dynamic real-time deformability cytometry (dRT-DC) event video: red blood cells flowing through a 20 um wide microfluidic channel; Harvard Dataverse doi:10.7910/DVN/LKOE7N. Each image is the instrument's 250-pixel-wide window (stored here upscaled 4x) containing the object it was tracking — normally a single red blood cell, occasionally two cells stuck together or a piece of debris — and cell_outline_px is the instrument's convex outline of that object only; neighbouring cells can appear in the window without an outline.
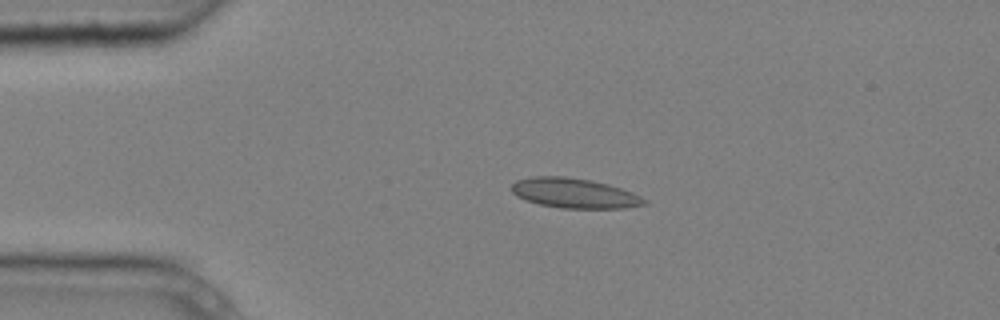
{"species": "common noctule bat (a hibernating species)", "species_latin": "Nyctalus noctula", "temperature_condition": "cold", "stored_images_in_passage": 5, "camera_frame_rate_fps": 3000, "um_per_image_px": 0.085, "animal": {"sex": "male", "body_mass_g": 20.4}, "frame": {"image": 1, "passage_image": 3, "time_ms": 0.667, "image_size_px": [1000, 320], "cell_outline_px": [[648, 204], [624, 208], [560, 208], [540, 204], [524, 200], [516, 196], [512, 192], [512, 184], [516, 180], [532, 176], [564, 176], [592, 180], [608, 184], [632, 192], [648, 200]], "centroid_in_image_um": [48.82, 16.42], "position_along_channel_um": 36.2, "area_um2": 23.24}}
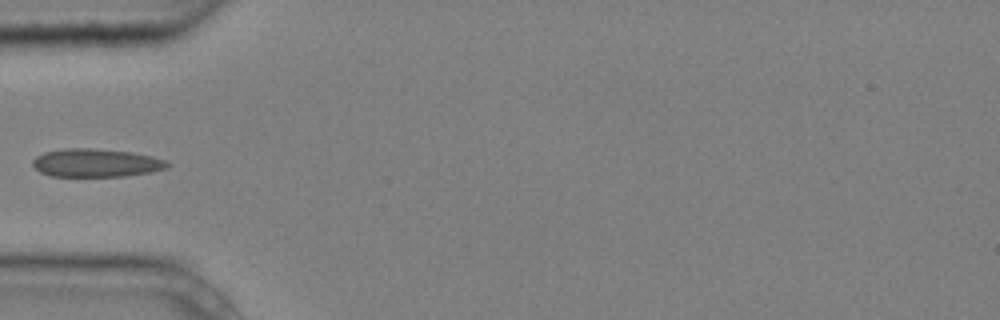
{"frame": {"image": 2, "passage_image": 5, "time_ms": 1.333, "image_size_px": [1000, 320], "cell_outline_px": [[172, 164], [168, 168], [152, 172], [124, 176], [48, 176], [40, 172], [32, 164], [32, 160], [36, 156], [44, 152], [64, 148], [92, 148], [132, 152], [152, 156], [164, 160]], "centroid_in_image_um": [8.17, 13.84], "position_along_channel_um": 76.8, "area_um2": 22.31}}